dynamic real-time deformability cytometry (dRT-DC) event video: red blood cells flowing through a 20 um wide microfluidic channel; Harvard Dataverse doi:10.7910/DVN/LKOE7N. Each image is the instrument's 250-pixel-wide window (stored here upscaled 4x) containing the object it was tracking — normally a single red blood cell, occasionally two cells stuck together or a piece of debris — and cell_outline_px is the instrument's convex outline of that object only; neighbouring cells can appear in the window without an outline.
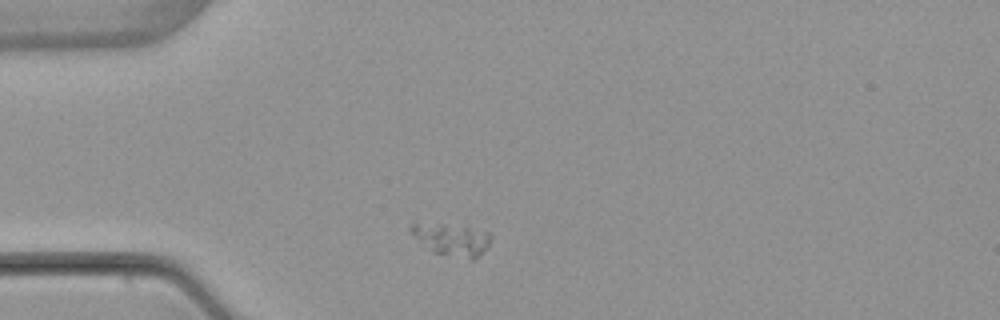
{"species": "common noctule bat (a hibernating species)", "species_latin": "Nyctalus noctula", "temperature_condition": "warm", "stored_images_in_passage": 3, "camera_frame_rate_fps": 3000, "um_per_image_px": 0.085, "animal": {"sex": "female", "body_mass_g": 22.7, "forearm_length_mm": 54.2}, "frame": {"image": 1, "passage_image": 1, "time_ms": 0.0, "image_size_px": [1000, 320], "cell_outline_px": [[492, 236], [488, 248], [472, 260], [432, 252], [408, 228], [412, 220], [416, 220], [444, 224], [468, 228], [488, 232]], "centroid_in_image_um": [38.36, 20.33], "position_along_channel_um": 46.6, "area_um2": 15.03}}
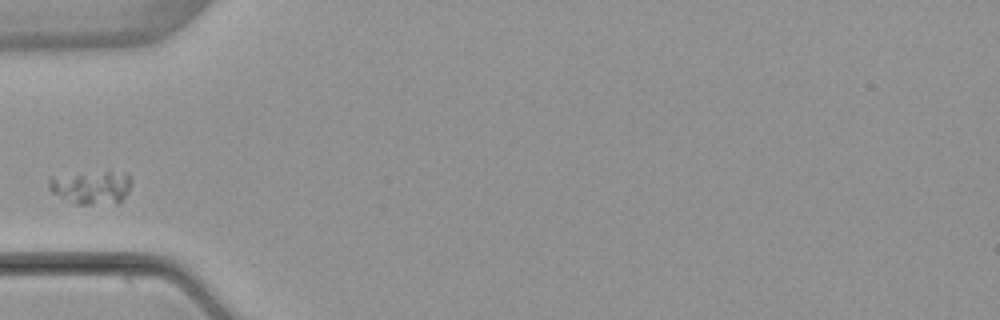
{"frame": {"image": 2, "passage_image": 2, "time_ms": 1.333, "image_size_px": [1000, 320], "cell_outline_px": [[132, 184], [128, 192], [116, 204], [76, 204], [52, 192], [48, 188], [48, 176], [104, 172], [128, 172], [132, 176]], "centroid_in_image_um": [7.8, 15.91], "position_along_channel_um": 77.2, "area_um2": 16.13}}
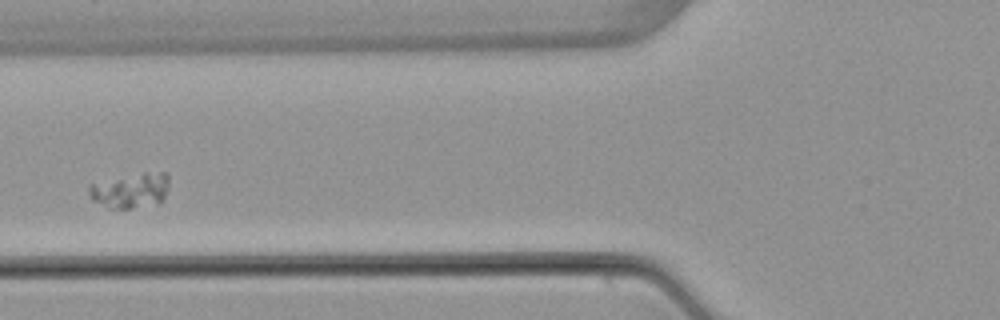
{"frame": {"image": 3, "passage_image": 3, "time_ms": 2.333, "image_size_px": [1000, 320], "cell_outline_px": [[168, 188], [164, 196], [160, 200], [132, 208], [108, 208], [92, 200], [88, 196], [88, 184], [144, 172], [164, 172], [168, 176]], "centroid_in_image_um": [11.03, 16.17], "position_along_channel_um": 114.8, "area_um2": 16.01}}